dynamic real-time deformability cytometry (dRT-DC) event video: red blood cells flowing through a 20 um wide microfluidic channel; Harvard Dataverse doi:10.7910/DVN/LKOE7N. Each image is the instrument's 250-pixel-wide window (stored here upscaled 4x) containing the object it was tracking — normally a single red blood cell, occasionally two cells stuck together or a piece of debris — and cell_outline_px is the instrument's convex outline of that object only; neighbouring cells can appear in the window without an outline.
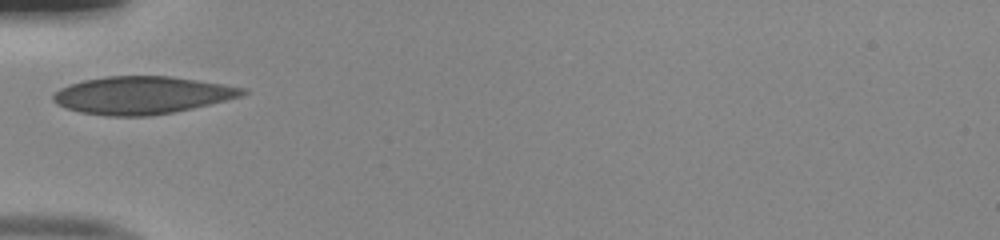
{"species": "human", "species_latin": "Homo sapiens", "temperature_condition": "room temperature", "stored_images_in_passage": 27, "camera_frame_rate_fps": 3000, "um_per_image_px": 0.085, "donor": {"sex": "male"}, "frame": {"image": 1, "passage_image": 1, "time_ms": 0.0, "image_size_px": [1000, 240], "cell_outline_px": [[248, 92], [240, 96], [192, 108], [152, 116], [108, 116], [80, 112], [64, 108], [56, 104], [52, 100], [52, 96], [60, 88], [68, 84], [84, 80], [108, 76], [172, 76], [248, 88]], "centroid_in_image_um": [12.03, 8.09], "position_along_channel_um": 73.0, "area_um2": 41.44}}
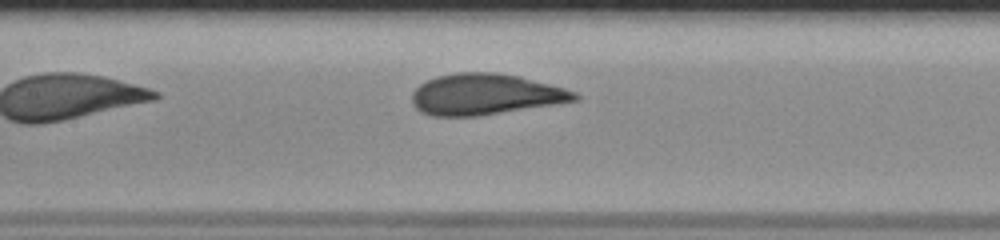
{"frame": {"image": 2, "passage_image": 8, "time_ms": 2.333, "image_size_px": [1000, 240], "cell_outline_px": [[580, 100], [556, 104], [480, 116], [432, 116], [420, 112], [412, 104], [412, 92], [420, 84], [436, 76], [456, 72], [496, 72], [520, 76], [564, 88], [576, 92], [580, 96]], "centroid_in_image_um": [41.25, 8.02], "position_along_channel_um": 166.2, "area_um2": 39.19}}
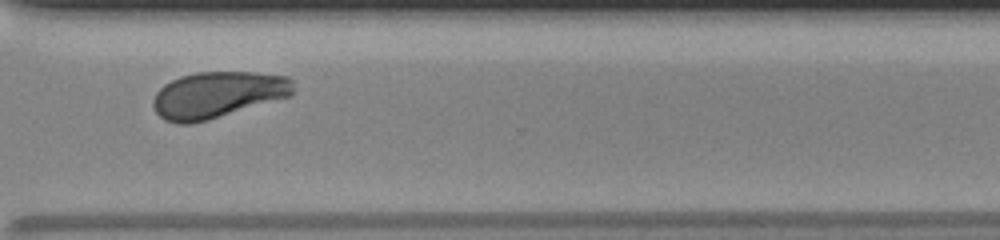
{"frame": {"image": 3, "passage_image": 22, "time_ms": 7.0, "image_size_px": [1000, 240], "cell_outline_px": [[292, 96], [208, 120], [192, 124], [176, 124], [164, 120], [156, 112], [152, 104], [152, 100], [156, 92], [164, 84], [180, 76], [196, 72], [256, 72], [288, 76], [292, 80]], "centroid_in_image_um": [18.48, 8.06], "position_along_channel_um": 352.1, "area_um2": 38.15}, "authors_computed_cell_mechanics": {"area_um2": 38.437, "velocity_mm_per_s": 3.9875, "shape_relaxation_time_tau1_ms": 3.2693, "shape_relaxation_time_tau2_ms": null, "deformation_change_tau1": 0.132, "deformation_change_tau2": null}}